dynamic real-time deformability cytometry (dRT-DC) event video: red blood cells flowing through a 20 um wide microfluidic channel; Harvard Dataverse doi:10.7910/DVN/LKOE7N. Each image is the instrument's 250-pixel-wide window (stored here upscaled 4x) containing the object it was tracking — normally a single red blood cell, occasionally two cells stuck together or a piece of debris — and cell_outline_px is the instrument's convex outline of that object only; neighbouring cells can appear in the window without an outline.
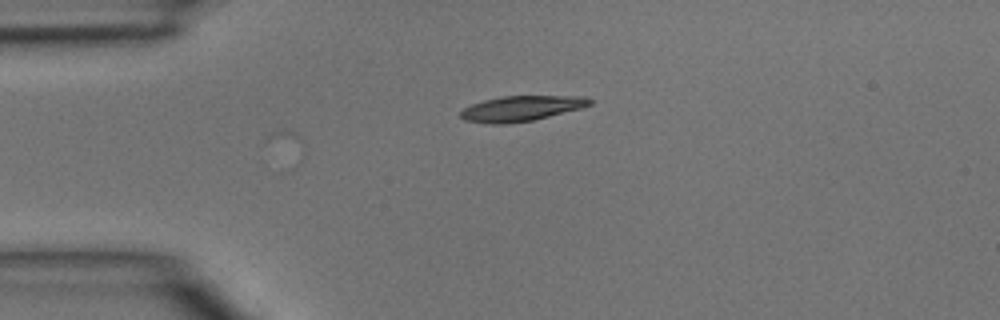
{"species": "common noctule bat (a hibernating species)", "species_latin": "Nyctalus noctula", "temperature_condition": "room temperature", "stored_images_in_passage": 6, "camera_frame_rate_fps": 3000, "um_per_image_px": 0.085, "animal": {"sex": "male", "body_mass_g": 15.6}, "frame": {"image": 1, "passage_image": 6, "time_ms": 1.667, "image_size_px": [1000, 320], "cell_outline_px": [[592, 104], [580, 108], [532, 120], [504, 124], [488, 124], [464, 120], [460, 116], [460, 112], [464, 108], [472, 104], [484, 100], [504, 96], [584, 96], [592, 100]], "centroid_in_image_um": [44.28, 9.22], "position_along_channel_um": 40.7, "area_um2": 18.84}}